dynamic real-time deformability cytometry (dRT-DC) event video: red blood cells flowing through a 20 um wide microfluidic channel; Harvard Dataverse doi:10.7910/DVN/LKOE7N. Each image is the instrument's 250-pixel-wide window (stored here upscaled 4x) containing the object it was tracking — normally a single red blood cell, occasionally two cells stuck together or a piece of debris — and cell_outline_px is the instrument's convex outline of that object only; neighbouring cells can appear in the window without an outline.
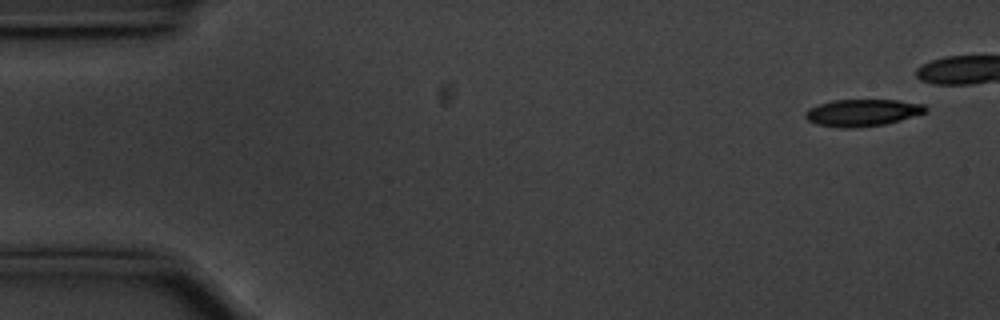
{"species": "common noctule bat (a hibernating species)", "species_latin": "Nyctalus noctula", "temperature_condition": "cold", "stored_images_in_passage": 45, "camera_frame_rate_fps": 3000, "um_per_image_px": 0.085, "animal": {"sex": "male", "body_mass_g": 20.1, "forearm_length_mm": 53.5}, "frame": {"image": 1, "passage_image": 3, "time_ms": 0.667, "image_size_px": [1000, 320], "cell_outline_px": [[928, 112], [900, 120], [884, 124], [852, 128], [844, 128], [816, 124], [808, 120], [804, 116], [804, 112], [808, 108], [832, 100], [900, 100], [924, 104], [928, 108]], "centroid_in_image_um": [73.32, 9.57], "position_along_channel_um": 11.7, "area_um2": 18.96}}
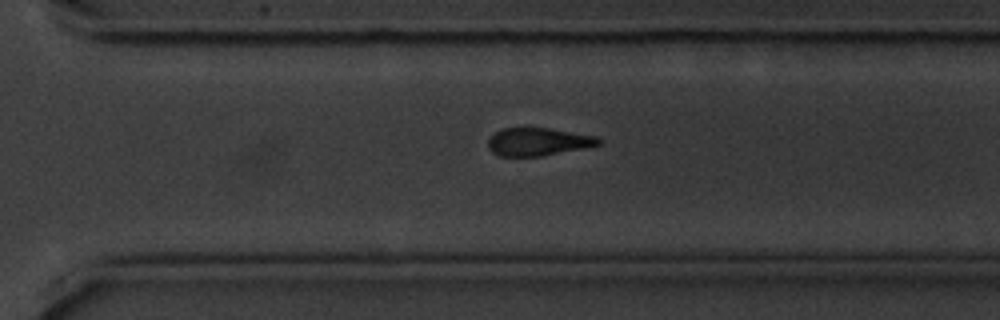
{"frame": {"image": 2, "passage_image": 39, "time_ms": 12.667, "image_size_px": [1000, 320], "cell_outline_px": [[600, 144], [584, 148], [540, 156], [500, 156], [492, 152], [488, 148], [488, 140], [496, 132], [504, 128], [548, 128], [596, 136], [600, 140]], "centroid_in_image_um": [45.72, 12.05], "position_along_channel_um": 324.9, "area_um2": 17.69}}
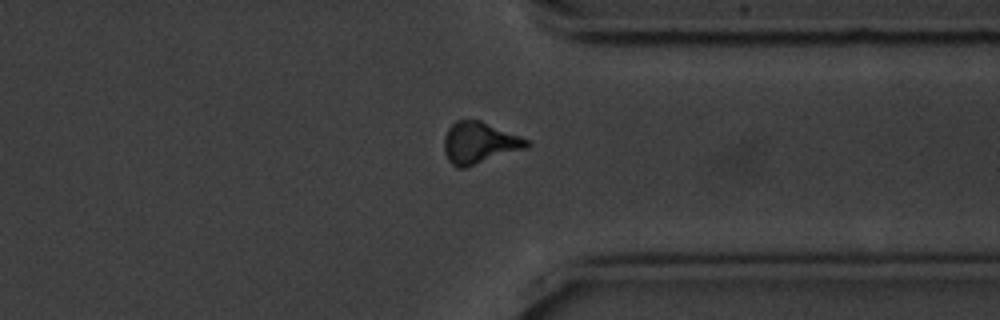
{"frame": {"image": 3, "passage_image": 43, "time_ms": 14.0, "image_size_px": [1000, 320], "cell_outline_px": [[532, 144], [528, 148], [464, 168], [456, 168], [448, 160], [444, 152], [444, 136], [448, 128], [456, 120], [480, 120], [532, 140]], "centroid_in_image_um": [40.78, 12.14], "position_along_channel_um": 370.6, "area_um2": 20.35}}